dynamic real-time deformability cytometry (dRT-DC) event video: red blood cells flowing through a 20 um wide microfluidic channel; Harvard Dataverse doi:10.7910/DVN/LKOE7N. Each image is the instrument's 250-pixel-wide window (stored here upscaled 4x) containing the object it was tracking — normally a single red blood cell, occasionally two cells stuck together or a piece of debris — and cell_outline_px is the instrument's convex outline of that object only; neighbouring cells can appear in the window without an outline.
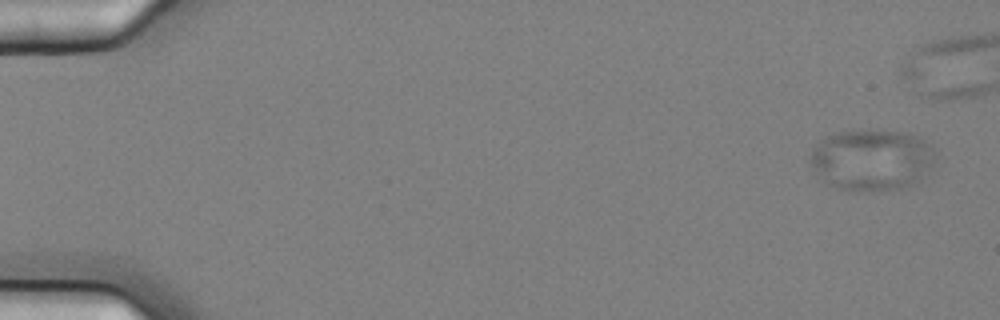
{"species": "common noctule bat (a hibernating species)", "species_latin": "Nyctalus noctula", "temperature_condition": "cold", "stored_images_in_passage": 12, "camera_frame_rate_fps": 3000, "um_per_image_px": 0.085, "animal": {"sex": "female", "body_mass_g": 25.1}, "frame": {"image": 1, "passage_image": 1, "time_ms": 0.0, "image_size_px": [1000, 320], "cell_outline_px": [[932, 168], [920, 184], [880, 192], [848, 192], [828, 184], [808, 164], [808, 156], [812, 148], [816, 144], [828, 136], [836, 132], [868, 128], [912, 132], [920, 136], [932, 148]], "centroid_in_image_um": [74.1, 13.59], "position_along_channel_um": 10.9, "area_um2": 46.36}}